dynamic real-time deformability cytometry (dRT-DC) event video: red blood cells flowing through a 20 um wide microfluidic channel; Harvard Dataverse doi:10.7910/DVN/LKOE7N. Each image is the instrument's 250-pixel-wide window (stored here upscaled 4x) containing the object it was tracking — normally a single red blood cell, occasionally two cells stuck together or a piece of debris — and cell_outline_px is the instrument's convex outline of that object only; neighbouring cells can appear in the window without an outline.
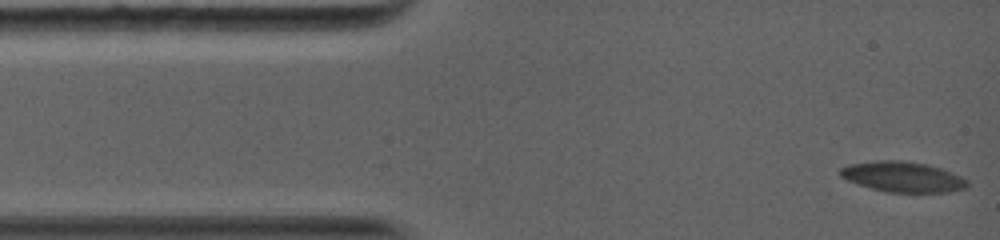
{"species": "common noctule bat (a hibernating species)", "species_latin": "Nyctalus noctula", "temperature_condition": "warm", "stored_images_in_passage": 11, "camera_frame_rate_fps": 5000, "um_per_image_px": 0.085, "animal": {"sex": "female", "body_mass_g": 19.0, "forearm_length_mm": 56.7}, "frame": {"image": 1, "passage_image": 1, "time_ms": 0.0, "image_size_px": [1000, 240], "cell_outline_px": [[968, 184], [964, 188], [948, 192], [884, 192], [848, 180], [840, 176], [840, 168], [848, 164], [876, 160], [900, 160], [928, 164], [940, 168], [960, 176], [968, 180]], "centroid_in_image_um": [76.72, 15.02], "position_along_channel_um": 8.3, "area_um2": 22.37}}
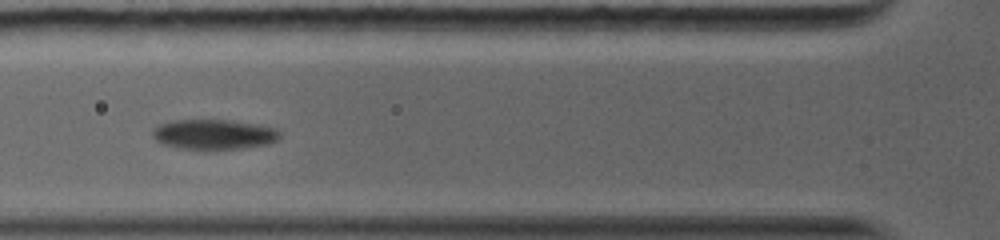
{"frame": {"image": 2, "passage_image": 8, "time_ms": 4.6, "image_size_px": [1000, 240], "cell_outline_px": [[280, 136], [276, 140], [268, 144], [244, 148], [212, 152], [208, 152], [180, 148], [164, 144], [156, 140], [152, 136], [152, 132], [160, 124], [172, 120], [228, 120], [260, 124], [276, 128], [280, 132]], "centroid_in_image_um": [18.2, 11.46], "position_along_channel_um": 107.6, "area_um2": 22.95}}
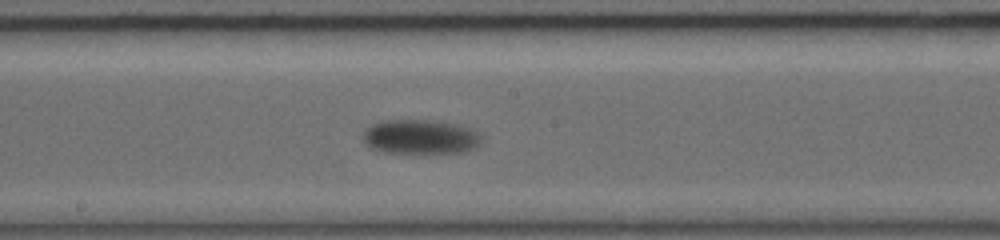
{"frame": {"image": 3, "passage_image": 11, "time_ms": 7.4, "image_size_px": [1000, 240], "cell_outline_px": [[484, 140], [480, 144], [468, 152], [384, 152], [372, 148], [364, 144], [364, 132], [372, 124], [384, 120], [432, 120], [456, 124], [468, 128], [476, 132]], "centroid_in_image_um": [35.75, 11.63], "position_along_channel_um": 212.5, "area_um2": 23.58}}